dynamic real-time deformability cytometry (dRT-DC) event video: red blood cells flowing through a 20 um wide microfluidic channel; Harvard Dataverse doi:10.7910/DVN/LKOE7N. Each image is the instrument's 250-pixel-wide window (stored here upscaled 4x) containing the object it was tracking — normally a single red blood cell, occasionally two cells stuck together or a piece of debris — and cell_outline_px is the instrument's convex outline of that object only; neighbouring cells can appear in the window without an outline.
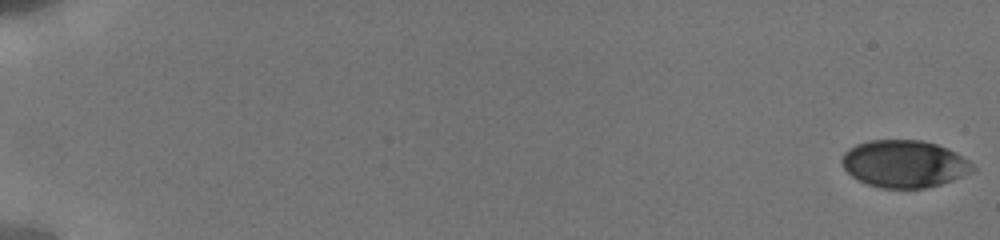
{"species": "human", "species_latin": "Homo sapiens", "temperature_condition": "cold", "stored_images_in_passage": 25, "camera_frame_rate_fps": 3000, "um_per_image_px": 0.085, "donor": {"sex": "male"}, "frame": {"image": 1, "passage_image": 1, "time_ms": 0.0, "image_size_px": [1000, 240], "cell_outline_px": [[976, 168], [952, 180], [940, 184], [924, 188], [880, 188], [868, 184], [852, 176], [844, 168], [840, 160], [844, 152], [848, 148], [856, 144], [868, 140], [924, 140], [936, 144], [956, 152], [968, 160]], "centroid_in_image_um": [76.82, 13.91], "position_along_channel_um": 8.2, "area_um2": 35.89}}
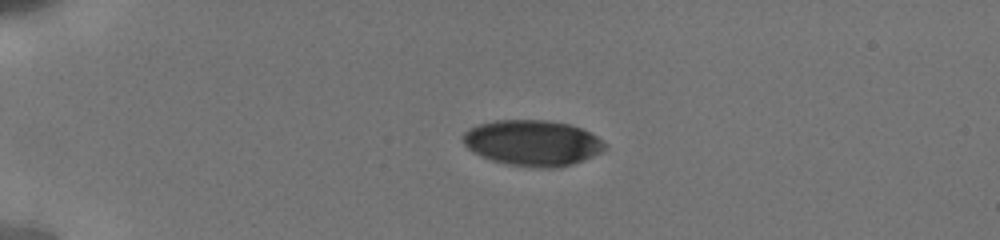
{"frame": {"image": 2, "passage_image": 14, "time_ms": 4.667, "image_size_px": [1000, 240], "cell_outline_px": [[608, 148], [584, 160], [560, 168], [536, 168], [508, 164], [492, 160], [480, 156], [472, 152], [464, 144], [460, 136], [468, 128], [480, 124], [496, 120], [548, 120], [568, 124], [580, 128], [604, 140], [608, 144]], "centroid_in_image_um": [45.26, 12.15], "position_along_channel_um": 39.7, "area_um2": 38.15}}
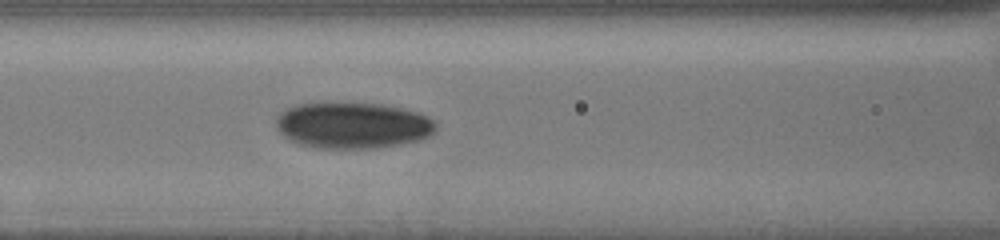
{"frame": {"image": 3, "passage_image": 25, "time_ms": 8.667, "image_size_px": [1000, 240], "cell_outline_px": [[436, 132], [432, 136], [400, 144], [376, 148], [316, 148], [300, 144], [284, 136], [276, 128], [276, 116], [284, 108], [296, 104], [320, 100], [324, 100], [384, 104], [420, 112], [436, 120]], "centroid_in_image_um": [29.96, 10.6], "position_along_channel_um": 136.6, "area_um2": 44.45}}